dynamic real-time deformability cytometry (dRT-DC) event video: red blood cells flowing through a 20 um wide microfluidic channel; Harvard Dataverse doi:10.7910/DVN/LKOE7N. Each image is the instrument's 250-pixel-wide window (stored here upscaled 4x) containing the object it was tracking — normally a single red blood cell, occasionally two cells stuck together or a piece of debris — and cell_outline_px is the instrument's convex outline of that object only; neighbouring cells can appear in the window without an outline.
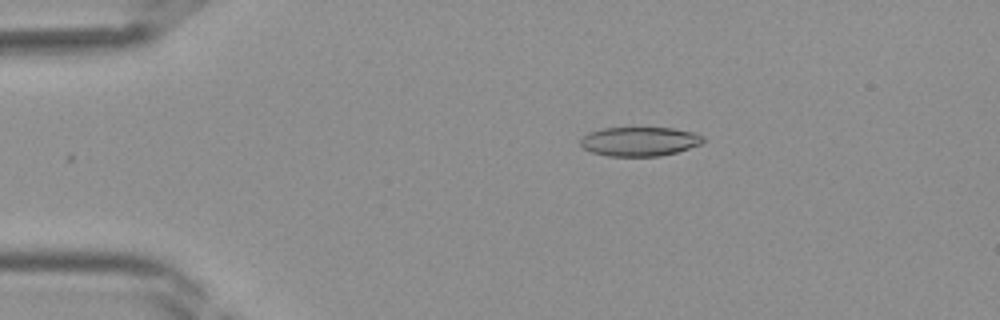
{"species": "Egyptian fruit bat (a non-hibernating species)", "species_latin": "Rousettus aegyptiacus", "temperature_condition": "room temperature", "stored_images_in_passage": 41, "segment_of_instrument_passage": [1, 2], "camera_frame_rate_fps": 3000, "um_per_image_px": 0.085, "frame": {"image": 1, "passage_image": 8, "time_ms": 2.333, "image_size_px": [1000, 320], "cell_outline_px": [[704, 140], [700, 144], [676, 152], [660, 156], [608, 156], [592, 152], [584, 148], [580, 144], [580, 140], [588, 132], [604, 128], [672, 128], [696, 132], [704, 136]], "centroid_in_image_um": [54.37, 12.02], "position_along_channel_um": 30.6, "area_um2": 20.81}}
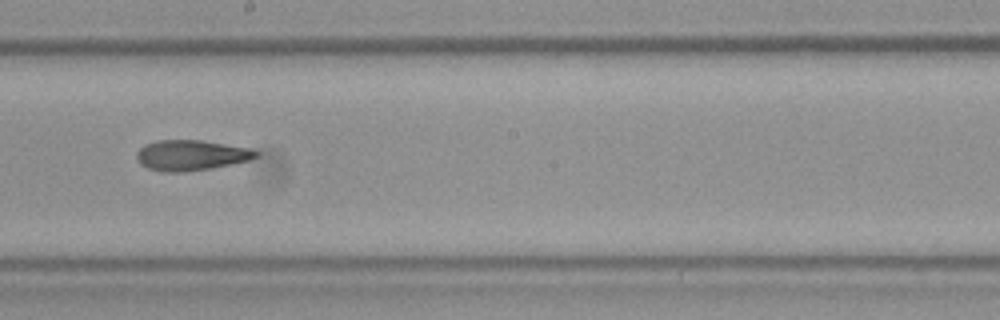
{"frame": {"image": 2, "passage_image": 23, "time_ms": 7.333, "image_size_px": [1000, 320], "cell_outline_px": [[260, 152], [256, 156], [248, 160], [232, 164], [184, 172], [160, 172], [148, 168], [140, 164], [136, 156], [136, 152], [144, 144], [156, 140], [200, 140], [252, 148]], "centroid_in_image_um": [16.21, 13.19], "position_along_channel_um": 232.0, "area_um2": 21.21}}
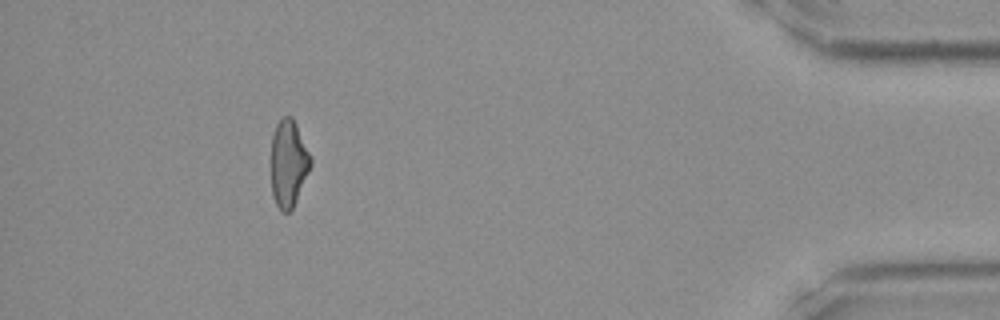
{"frame": {"image": 3, "passage_image": 37, "time_ms": 12.0, "image_size_px": [1000, 320], "cell_outline_px": [[312, 164], [296, 200], [292, 208], [288, 212], [280, 212], [276, 204], [272, 192], [272, 136], [276, 124], [284, 116], [292, 116], [312, 156]], "centroid_in_image_um": [24.54, 13.87], "position_along_channel_um": 410.7, "area_um2": 19.94}}